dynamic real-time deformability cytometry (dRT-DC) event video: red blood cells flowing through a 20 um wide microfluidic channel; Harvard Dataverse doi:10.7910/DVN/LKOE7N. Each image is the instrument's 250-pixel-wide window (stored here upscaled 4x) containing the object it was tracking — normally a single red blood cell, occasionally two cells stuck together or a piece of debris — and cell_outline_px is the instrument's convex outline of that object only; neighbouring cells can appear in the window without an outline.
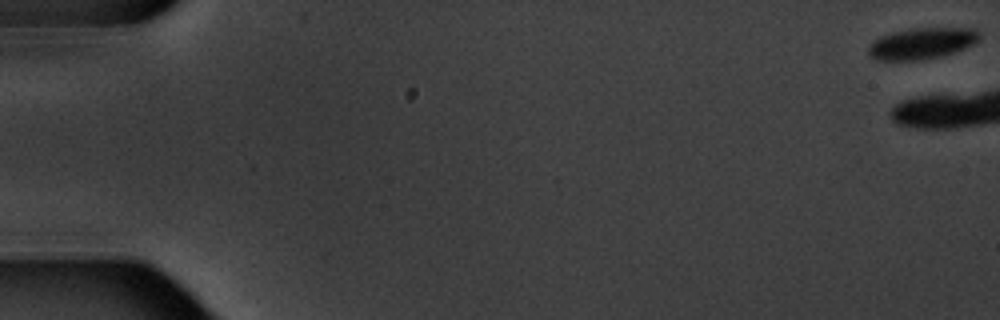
{"species": "common noctule bat (a hibernating species)", "species_latin": "Nyctalus noctula", "temperature_condition": "warm", "stored_images_in_passage": 5, "camera_frame_rate_fps": 3000, "um_per_image_px": 0.085, "animal": {"sex": "male", "body_mass_g": 20.1, "forearm_length_mm": 53.5}, "frame": {"image": 1, "passage_image": 1, "time_ms": 0.0, "image_size_px": [1000, 320], "cell_outline_px": [[980, 40], [964, 48], [940, 56], [920, 60], [876, 60], [868, 52], [868, 48], [880, 36], [912, 28], [976, 28], [980, 32]], "centroid_in_image_um": [78.4, 3.68], "position_along_channel_um": 6.6, "area_um2": 19.94}}